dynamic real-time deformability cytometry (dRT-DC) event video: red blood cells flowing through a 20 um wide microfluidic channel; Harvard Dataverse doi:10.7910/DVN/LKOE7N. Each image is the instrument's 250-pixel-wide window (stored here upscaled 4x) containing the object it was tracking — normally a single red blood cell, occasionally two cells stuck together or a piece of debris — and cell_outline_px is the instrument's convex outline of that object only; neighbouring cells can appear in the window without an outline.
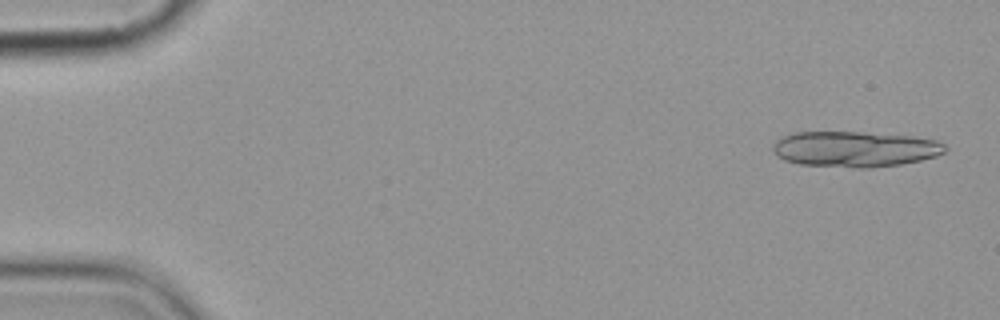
{"species": "common noctule bat (a hibernating species)", "species_latin": "Nyctalus noctula", "temperature_condition": "cold", "stored_images_in_passage": 5, "camera_frame_rate_fps": 3000, "um_per_image_px": 0.085, "animal": {"sex": "female", "body_mass_g": 19.9}, "frame": {"image": 1, "passage_image": 1, "time_ms": 0.0, "image_size_px": [1000, 320], "cell_outline_px": [[948, 148], [944, 152], [936, 156], [920, 160], [900, 164], [868, 168], [856, 168], [800, 164], [784, 160], [772, 148], [772, 144], [776, 140], [784, 136], [796, 132], [860, 132], [912, 136], [936, 140], [944, 144]], "centroid_in_image_um": [72.68, 12.67], "position_along_channel_um": 12.3, "area_um2": 35.66}}